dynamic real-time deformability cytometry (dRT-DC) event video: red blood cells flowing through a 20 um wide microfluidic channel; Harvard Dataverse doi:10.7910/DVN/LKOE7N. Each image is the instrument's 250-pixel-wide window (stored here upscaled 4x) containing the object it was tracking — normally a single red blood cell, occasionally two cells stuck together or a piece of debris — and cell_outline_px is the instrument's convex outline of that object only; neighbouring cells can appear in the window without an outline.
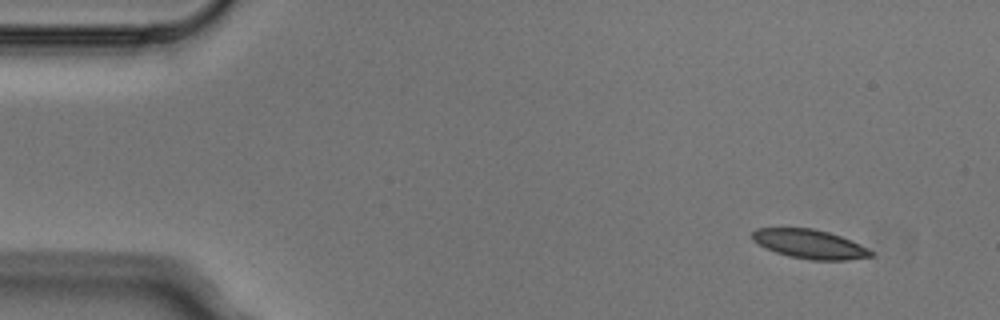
{"species": "Egyptian fruit bat (a non-hibernating species)", "species_latin": "Rousettus aegyptiacus", "temperature_condition": "cold", "stored_images_in_passage": 5, "camera_frame_rate_fps": 3000, "um_per_image_px": 0.085, "animal": {"sex": "male"}, "frame": {"image": 1, "passage_image": 1, "time_ms": 0.0, "image_size_px": [1000, 320], "cell_outline_px": [[872, 256], [848, 260], [812, 260], [788, 256], [776, 252], [752, 240], [752, 232], [756, 228], [812, 228], [828, 232], [852, 240], [868, 248], [872, 252]], "centroid_in_image_um": [68.83, 20.74], "position_along_channel_um": 16.2, "area_um2": 19.94}}
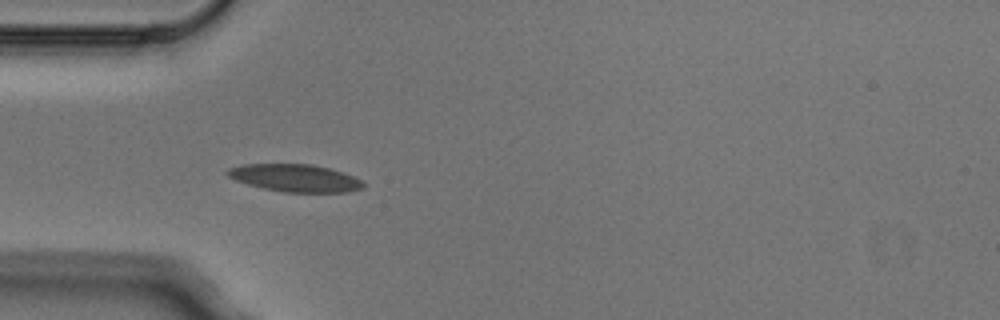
{"frame": {"image": 2, "passage_image": 4, "time_ms": 1.0, "image_size_px": [1000, 320], "cell_outline_px": [[364, 188], [348, 192], [284, 192], [264, 188], [248, 184], [236, 180], [228, 176], [224, 172], [228, 168], [244, 164], [312, 164], [328, 168], [352, 176], [360, 180], [364, 184]], "centroid_in_image_um": [25.06, 15.13], "position_along_channel_um": 59.9, "area_um2": 21.56}}
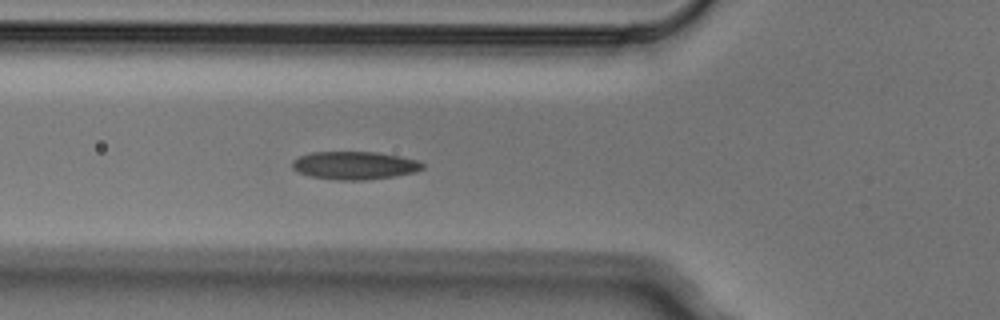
{"frame": {"image": 3, "passage_image": 5, "time_ms": 1.333, "image_size_px": [1000, 320], "cell_outline_px": [[424, 168], [416, 172], [396, 176], [364, 180], [336, 180], [312, 176], [300, 172], [292, 168], [292, 160], [300, 156], [312, 152], [376, 152], [400, 156], [420, 160], [424, 164]], "centroid_in_image_um": [30.19, 14.06], "position_along_channel_um": 95.6, "area_um2": 21.33}}